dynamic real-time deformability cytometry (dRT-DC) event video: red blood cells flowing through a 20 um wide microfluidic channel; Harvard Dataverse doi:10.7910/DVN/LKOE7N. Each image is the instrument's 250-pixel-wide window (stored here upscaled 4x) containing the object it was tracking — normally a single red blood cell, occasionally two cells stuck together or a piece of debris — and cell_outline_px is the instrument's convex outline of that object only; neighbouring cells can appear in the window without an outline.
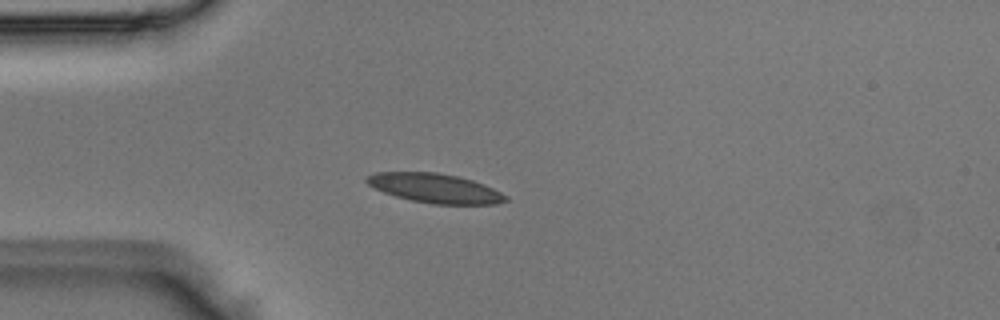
{"species": "Egyptian fruit bat (a non-hibernating species)", "species_latin": "Rousettus aegyptiacus", "temperature_condition": "room temperature", "stored_images_in_passage": 1, "camera_frame_rate_fps": 3000, "um_per_image_px": 0.085, "animal": {"sex": "male"}, "frame": {"image": 1, "passage_image": 1, "time_ms": 0.0, "image_size_px": [1000, 320], "cell_outline_px": [[508, 200], [496, 204], [432, 204], [412, 200], [396, 196], [384, 192], [368, 184], [364, 180], [364, 176], [376, 172], [436, 172], [456, 176], [472, 180], [484, 184], [508, 196]], "centroid_in_image_um": [36.96, 15.99], "position_along_channel_um": 48.0, "area_um2": 23.64}}